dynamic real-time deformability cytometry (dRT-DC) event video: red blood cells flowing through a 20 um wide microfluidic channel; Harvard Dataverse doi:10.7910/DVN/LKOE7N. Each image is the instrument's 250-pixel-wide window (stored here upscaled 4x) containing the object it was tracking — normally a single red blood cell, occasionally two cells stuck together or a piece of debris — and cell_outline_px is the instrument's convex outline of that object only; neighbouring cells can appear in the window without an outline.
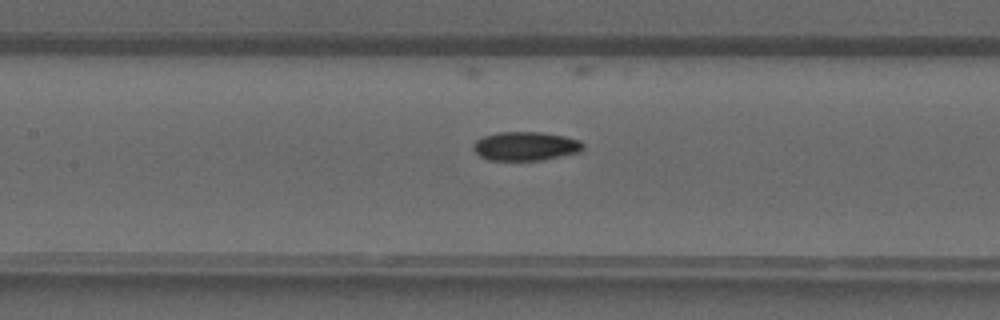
{"species": "common noctule bat (a hibernating species)", "species_latin": "Nyctalus noctula", "temperature_condition": "warm", "stored_images_in_passage": 31, "camera_frame_rate_fps": 3000, "um_per_image_px": 0.085, "animal": {"sex": "male", "forearm_length_mm": 52.5}, "frame": {"image": 1, "passage_image": 9, "time_ms": 2.667, "image_size_px": [1000, 320], "cell_outline_px": [[584, 148], [580, 152], [540, 160], [488, 160], [480, 156], [472, 148], [472, 144], [476, 140], [484, 136], [500, 132], [540, 132], [564, 136], [580, 140], [584, 144]], "centroid_in_image_um": [44.67, 12.42], "position_along_channel_um": 162.7, "area_um2": 18.44}}
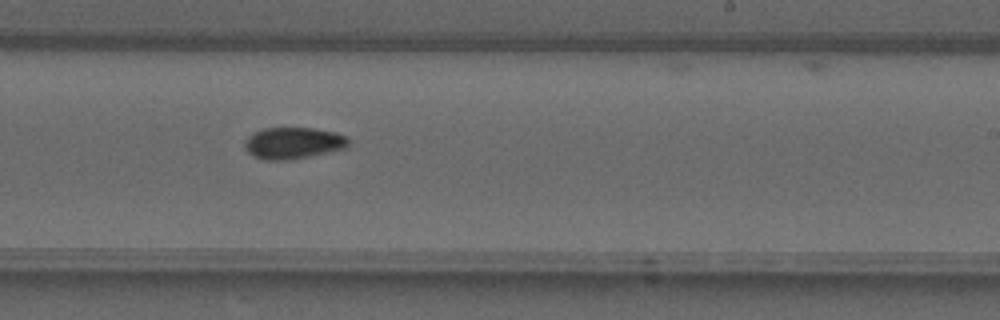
{"frame": {"image": 2, "passage_image": 15, "time_ms": 4.667, "image_size_px": [1000, 320], "cell_outline_px": [[348, 148], [288, 160], [264, 160], [248, 152], [244, 148], [244, 140], [252, 132], [264, 128], [312, 128], [336, 132], [348, 136]], "centroid_in_image_um": [24.92, 12.15], "position_along_channel_um": 264.1, "area_um2": 19.19}}
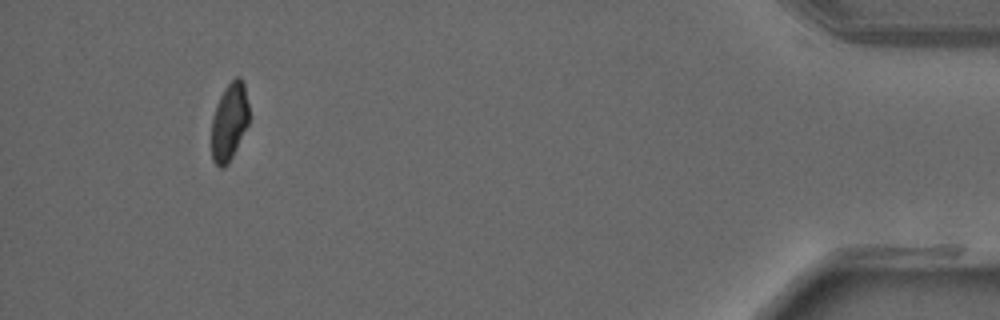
{"frame": {"image": 3, "passage_image": 28, "time_ms": 9.0, "image_size_px": [1000, 320], "cell_outline_px": [[248, 124], [228, 164], [220, 168], [212, 160], [212, 116], [216, 104], [224, 88], [236, 76], [240, 76], [244, 84], [248, 104]], "centroid_in_image_um": [19.48, 10.33], "position_along_channel_um": 415.7, "area_um2": 16.82}}